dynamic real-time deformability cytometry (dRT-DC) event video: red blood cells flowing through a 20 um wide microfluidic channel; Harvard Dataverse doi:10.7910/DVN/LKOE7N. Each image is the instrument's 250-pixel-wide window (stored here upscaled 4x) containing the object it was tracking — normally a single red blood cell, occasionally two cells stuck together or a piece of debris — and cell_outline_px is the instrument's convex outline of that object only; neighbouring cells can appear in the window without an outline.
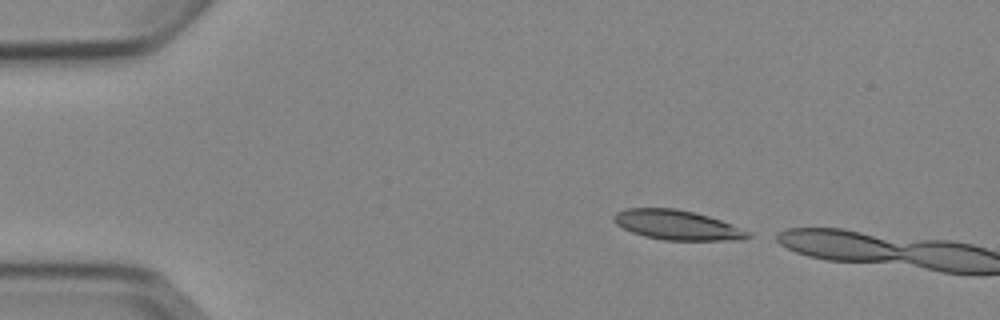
{"species": "Egyptian fruit bat (a non-hibernating species)", "species_latin": "Rousettus aegyptiacus", "temperature_condition": "cold", "stored_images_in_passage": 2, "camera_frame_rate_fps": 3000, "um_per_image_px": 0.085, "animal": {"sex": "female"}, "frame": {"image": 1, "passage_image": 1, "time_ms": 0.0, "image_size_px": [1000, 320], "cell_outline_px": [[752, 236], [744, 240], [664, 240], [644, 236], [632, 232], [616, 224], [612, 216], [616, 212], [624, 208], [676, 208], [708, 216], [720, 220], [752, 232]], "centroid_in_image_um": [57.57, 19.13], "position_along_channel_um": 27.4, "area_um2": 23.24}}